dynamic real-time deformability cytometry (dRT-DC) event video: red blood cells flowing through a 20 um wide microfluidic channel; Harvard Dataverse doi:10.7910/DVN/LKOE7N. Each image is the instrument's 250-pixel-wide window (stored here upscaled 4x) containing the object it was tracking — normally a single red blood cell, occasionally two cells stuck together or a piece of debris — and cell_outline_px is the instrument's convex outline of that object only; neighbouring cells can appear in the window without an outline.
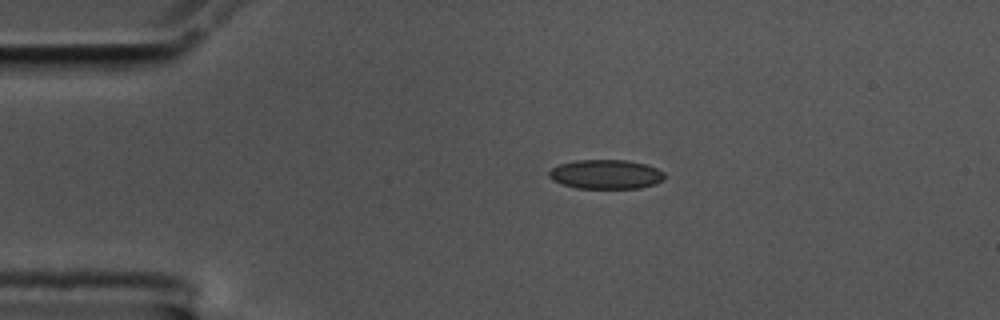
{"species": "common noctule bat (a hibernating species)", "species_latin": "Nyctalus noctula", "temperature_condition": "cold", "stored_images_in_passage": 13, "camera_frame_rate_fps": 3000, "um_per_image_px": 0.085, "animal": {"sex": "male", "body_mass_g": 17.5, "forearm_length_mm": 52.3}, "frame": {"image": 1, "passage_image": 1, "time_ms": 0.0, "image_size_px": [1000, 320], "cell_outline_px": [[664, 180], [656, 184], [640, 188], [576, 188], [552, 180], [548, 176], [548, 172], [552, 168], [560, 164], [576, 160], [628, 160], [648, 164], [664, 172]], "centroid_in_image_um": [51.53, 14.81], "position_along_channel_um": 33.5, "area_um2": 19.83}}
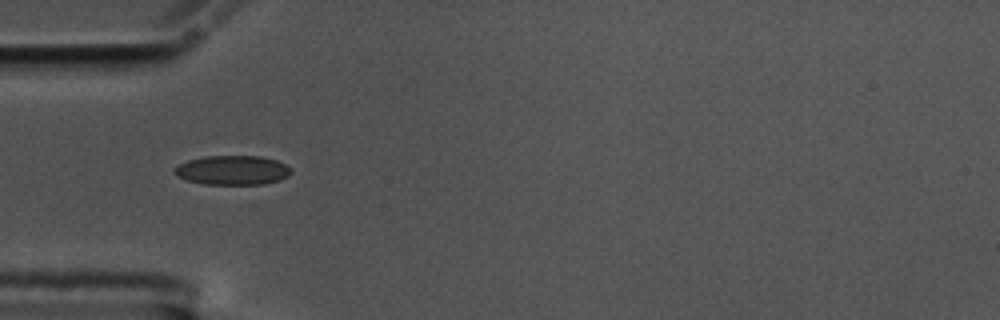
{"frame": {"image": 2, "passage_image": 7, "time_ms": 2.0, "image_size_px": [1000, 320], "cell_outline_px": [[292, 172], [288, 176], [280, 180], [264, 184], [204, 184], [188, 180], [176, 176], [172, 168], [176, 164], [188, 160], [204, 156], [260, 156], [276, 160], [292, 168]], "centroid_in_image_um": [19.74, 14.46], "position_along_channel_um": 65.3, "area_um2": 20.11}}